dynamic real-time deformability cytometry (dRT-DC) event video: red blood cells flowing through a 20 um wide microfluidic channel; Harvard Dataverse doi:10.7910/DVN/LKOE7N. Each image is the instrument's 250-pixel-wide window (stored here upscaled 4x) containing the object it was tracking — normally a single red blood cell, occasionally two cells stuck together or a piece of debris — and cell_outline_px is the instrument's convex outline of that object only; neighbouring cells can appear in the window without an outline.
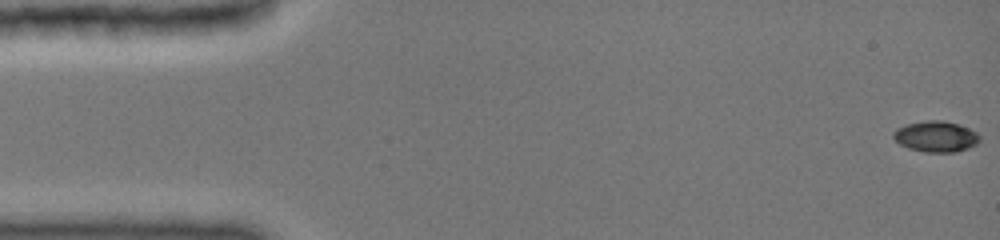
{"species": "common noctule bat (a hibernating species)", "species_latin": "Nyctalus noctula", "temperature_condition": "cold", "stored_images_in_passage": 15, "camera_frame_rate_fps": 3000, "um_per_image_px": 0.085, "animal": {"sex": "female", "body_mass_g": 19.0, "forearm_length_mm": 51.5}, "frame": {"image": 1, "passage_image": 1, "time_ms": 0.0, "image_size_px": [1000, 240], "cell_outline_px": [[980, 140], [976, 144], [968, 148], [956, 152], [924, 152], [908, 148], [900, 144], [892, 136], [892, 132], [896, 128], [904, 124], [928, 120], [944, 120], [968, 128], [976, 132], [980, 136]], "centroid_in_image_um": [79.52, 11.6], "position_along_channel_um": 5.5, "area_um2": 15.61}}
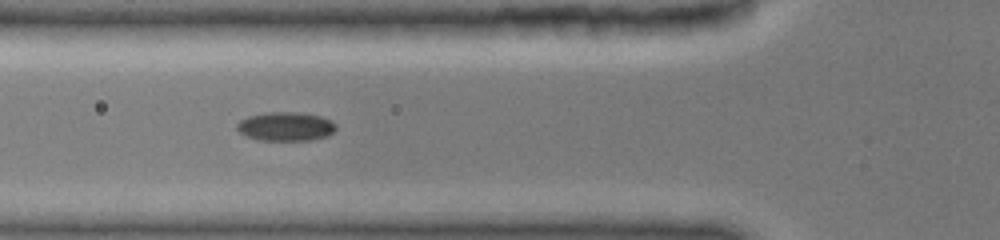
{"frame": {"image": 2, "passage_image": 11, "time_ms": 5.667, "image_size_px": [1000, 240], "cell_outline_px": [[336, 128], [328, 136], [312, 140], [260, 140], [248, 136], [240, 132], [236, 128], [236, 124], [240, 120], [248, 116], [268, 112], [288, 112], [320, 116], [336, 124]], "centroid_in_image_um": [24.26, 10.76], "position_along_channel_um": 101.5, "area_um2": 16.42}}
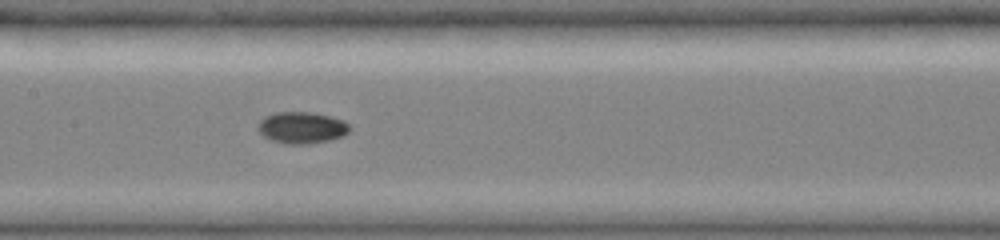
{"frame": {"image": 3, "passage_image": 15, "time_ms": 7.667, "image_size_px": [1000, 240], "cell_outline_px": [[352, 128], [344, 136], [332, 140], [308, 144], [288, 144], [272, 140], [264, 136], [260, 132], [260, 120], [276, 112], [308, 112], [328, 116], [344, 120]], "centroid_in_image_um": [25.72, 10.86], "position_along_channel_um": 181.7, "area_um2": 16.7}}